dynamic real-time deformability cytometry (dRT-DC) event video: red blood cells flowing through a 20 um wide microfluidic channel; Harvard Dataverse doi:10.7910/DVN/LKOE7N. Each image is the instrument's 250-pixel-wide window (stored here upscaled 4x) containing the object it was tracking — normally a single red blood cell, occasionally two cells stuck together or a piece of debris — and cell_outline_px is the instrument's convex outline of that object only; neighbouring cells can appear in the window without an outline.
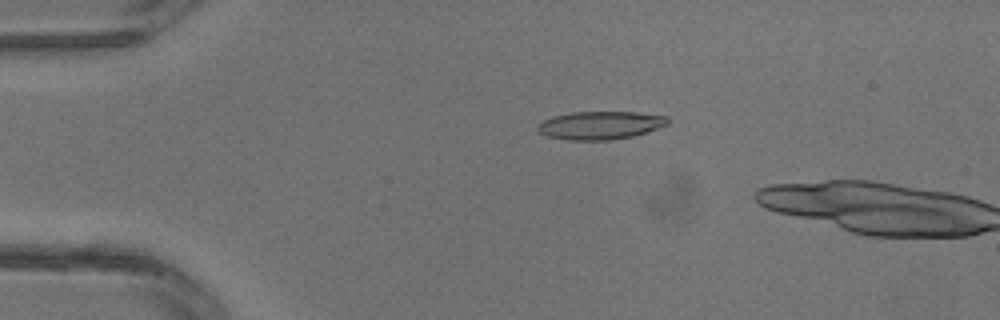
{"species": "common noctule bat (a hibernating species)", "species_latin": "Nyctalus noctula", "temperature_condition": "warm", "stored_images_in_passage": 3, "camera_frame_rate_fps": 3000, "um_per_image_px": 0.085, "animal": {"sex": "male", "body_mass_g": 13.3}, "frame": {"image": 1, "passage_image": 2, "time_ms": 0.333, "image_size_px": [1000, 320], "cell_outline_px": [[668, 124], [632, 136], [608, 140], [568, 140], [548, 136], [540, 132], [536, 128], [536, 124], [552, 116], [572, 112], [636, 112], [668, 116]], "centroid_in_image_um": [50.98, 10.64], "position_along_channel_um": 34.0, "area_um2": 21.15}}